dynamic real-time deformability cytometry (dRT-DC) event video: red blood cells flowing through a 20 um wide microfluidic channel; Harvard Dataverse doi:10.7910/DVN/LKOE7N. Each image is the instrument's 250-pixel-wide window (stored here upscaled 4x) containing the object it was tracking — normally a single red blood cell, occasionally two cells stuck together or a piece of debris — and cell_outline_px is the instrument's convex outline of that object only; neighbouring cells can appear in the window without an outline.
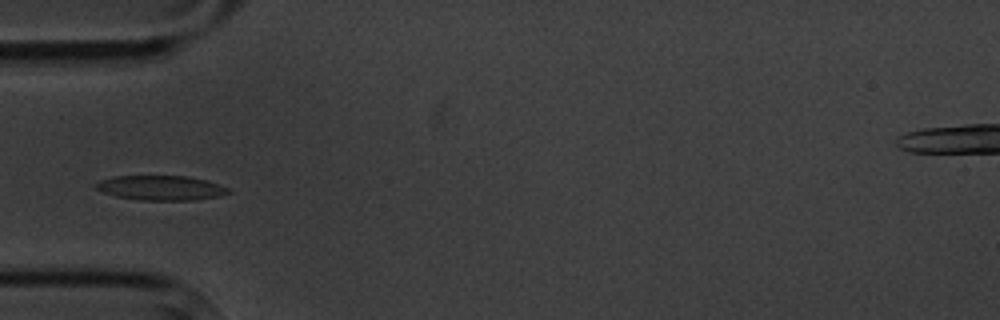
{"species": "common noctule bat (a hibernating species)", "species_latin": "Nyctalus noctula", "temperature_condition": "cold", "stored_images_in_passage": 7, "camera_frame_rate_fps": 3000, "um_per_image_px": 0.085, "animal": {"sex": "male", "body_mass_g": 20.1, "forearm_length_mm": 53.5}, "frame": {"image": 1, "passage_image": 4, "time_ms": 4.0, "image_size_px": [1000, 320], "cell_outline_px": [[232, 192], [220, 196], [192, 200], [140, 200], [116, 196], [104, 192], [96, 188], [92, 184], [100, 180], [112, 176], [188, 176], [208, 180], [228, 188]], "centroid_in_image_um": [13.67, 15.96], "position_along_channel_um": 71.3, "area_um2": 19.13}}
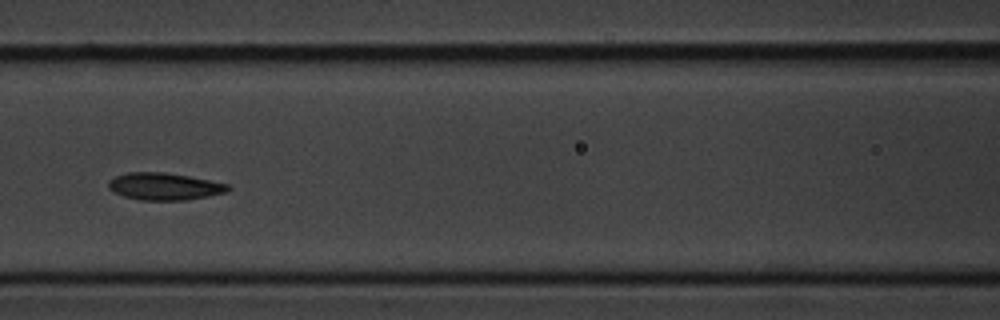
{"frame": {"image": 2, "passage_image": 6, "time_ms": 6.333, "image_size_px": [1000, 320], "cell_outline_px": [[232, 188], [228, 192], [208, 196], [184, 200], [140, 200], [124, 196], [112, 192], [108, 188], [108, 180], [116, 176], [128, 172], [164, 172], [188, 176], [228, 184]], "centroid_in_image_um": [13.95, 15.85], "position_along_channel_um": 152.6, "area_um2": 18.96}}
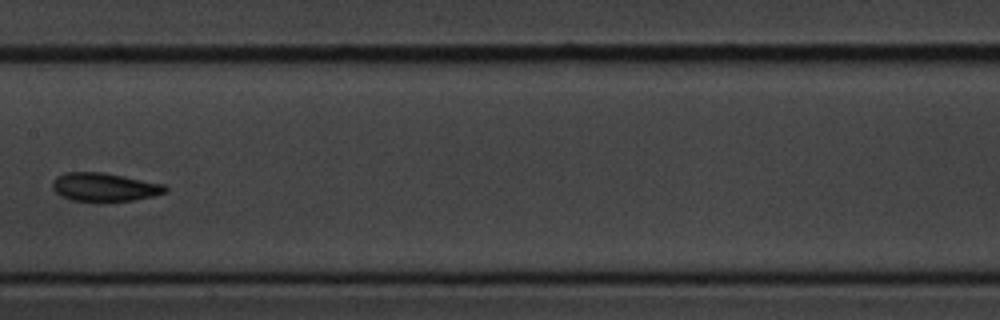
{"frame": {"image": 3, "passage_image": 7, "time_ms": 7.667, "image_size_px": [1000, 320], "cell_outline_px": [[168, 188], [164, 192], [152, 196], [132, 200], [96, 204], [72, 200], [60, 196], [52, 188], [52, 180], [56, 176], [64, 172], [104, 172], [164, 184]], "centroid_in_image_um": [8.81, 15.93], "position_along_channel_um": 198.6, "area_um2": 19.31}}